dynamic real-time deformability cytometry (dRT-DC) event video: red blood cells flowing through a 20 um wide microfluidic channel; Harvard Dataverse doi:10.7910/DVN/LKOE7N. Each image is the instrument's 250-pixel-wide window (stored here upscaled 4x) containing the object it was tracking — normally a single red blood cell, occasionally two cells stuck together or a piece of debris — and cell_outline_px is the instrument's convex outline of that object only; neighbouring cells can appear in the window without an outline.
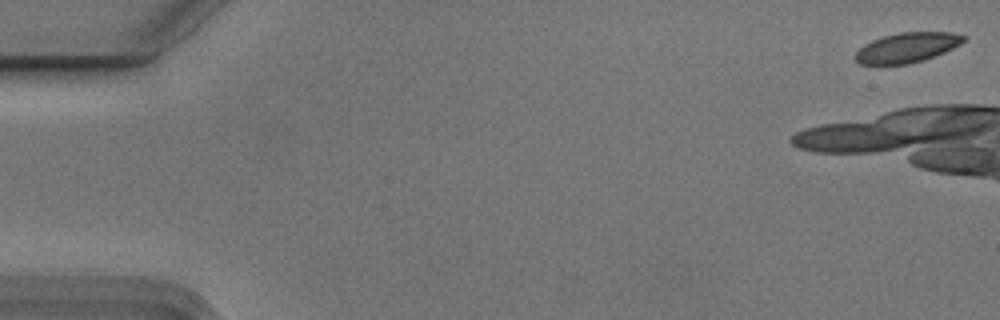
{"species": "Egyptian fruit bat (a non-hibernating species)", "species_latin": "Rousettus aegyptiacus", "temperature_condition": "cold", "stored_images_in_passage": 41, "camera_frame_rate_fps": 3000, "um_per_image_px": 0.085, "animal": {"sex": "male"}, "frame": {"image": 1, "passage_image": 1, "time_ms": 0.0, "image_size_px": [1000, 320], "cell_outline_px": [[964, 40], [960, 44], [944, 52], [924, 60], [908, 64], [860, 64], [856, 60], [856, 52], [864, 44], [872, 40], [884, 36], [900, 32], [952, 32], [964, 36]], "centroid_in_image_um": [77.09, 4.04], "position_along_channel_um": 7.9, "area_um2": 18.61}}
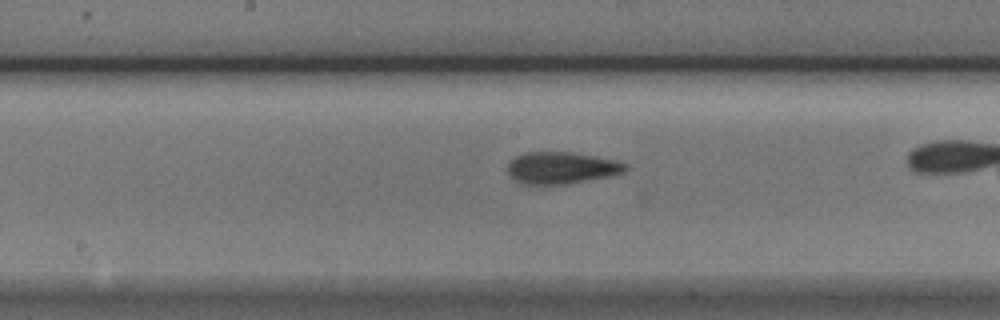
{"frame": {"image": 2, "passage_image": 26, "time_ms": 8.333, "image_size_px": [1000, 320], "cell_outline_px": [[628, 168], [624, 172], [612, 176], [568, 184], [520, 184], [508, 172], [508, 164], [516, 156], [524, 152], [572, 152], [596, 156], [616, 160], [628, 164]], "centroid_in_image_um": [47.77, 14.27], "position_along_channel_um": 200.4, "area_um2": 22.02}}
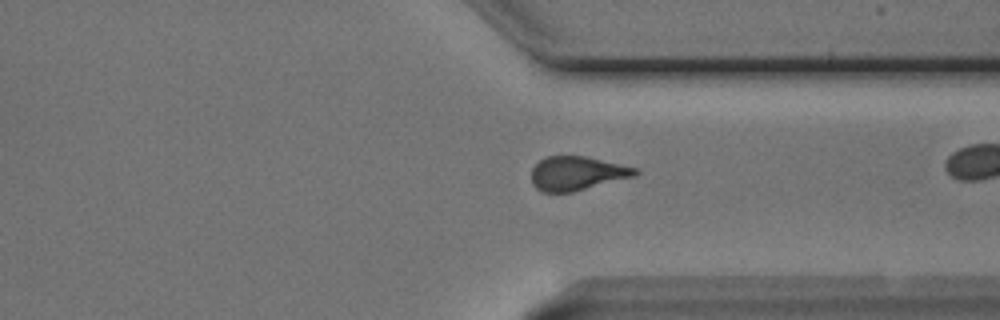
{"frame": {"image": 3, "passage_image": 39, "time_ms": 12.667, "image_size_px": [1000, 320], "cell_outline_px": [[640, 172], [636, 176], [572, 192], [540, 192], [532, 184], [532, 168], [540, 160], [548, 156], [588, 156], [640, 168]], "centroid_in_image_um": [49.09, 14.73], "position_along_channel_um": 362.3, "area_um2": 20.81}}